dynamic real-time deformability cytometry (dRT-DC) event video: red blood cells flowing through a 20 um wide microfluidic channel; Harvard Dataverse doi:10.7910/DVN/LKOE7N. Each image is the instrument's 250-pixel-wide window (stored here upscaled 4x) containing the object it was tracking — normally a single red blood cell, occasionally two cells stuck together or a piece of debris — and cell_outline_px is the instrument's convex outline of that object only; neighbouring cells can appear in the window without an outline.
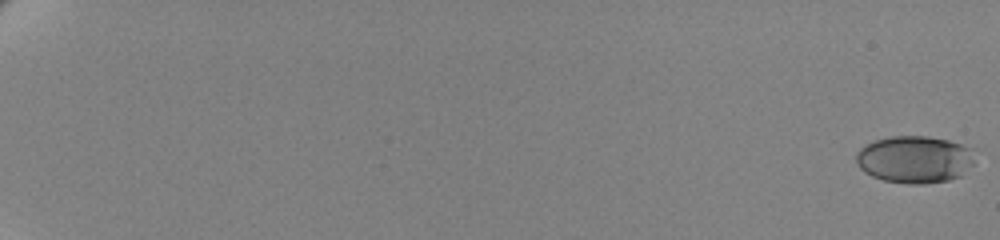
{"species": "human", "species_latin": "Homo sapiens", "temperature_condition": "cold", "stored_images_in_passage": 63, "camera_frame_rate_fps": 3000, "um_per_image_px": 0.085, "donor": {"sex": "female"}, "frame": {"image": 1, "passage_image": 1, "time_ms": 0.0, "image_size_px": [1000, 240], "cell_outline_px": [[972, 164], [960, 176], [948, 180], [924, 184], [908, 184], [884, 180], [872, 176], [864, 172], [860, 168], [856, 160], [856, 152], [860, 148], [876, 140], [892, 136], [928, 136], [948, 140], [972, 148]], "centroid_in_image_um": [77.72, 13.55], "position_along_channel_um": 7.3, "area_um2": 32.48}}
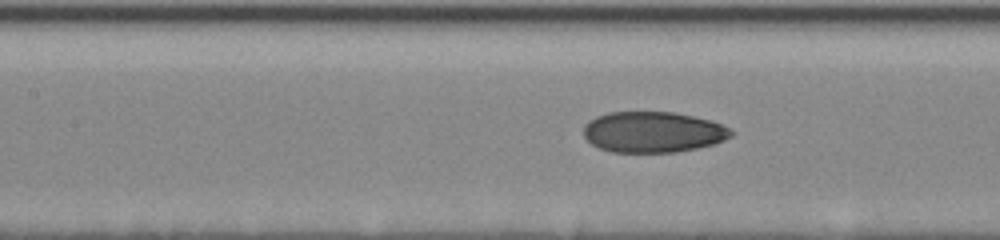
{"frame": {"image": 2, "passage_image": 34, "time_ms": 11.0, "image_size_px": [1000, 240], "cell_outline_px": [[736, 132], [732, 136], [716, 144], [676, 152], [612, 152], [600, 148], [592, 144], [584, 136], [584, 124], [588, 120], [596, 116], [608, 112], [676, 112], [712, 120]], "centroid_in_image_um": [55.52, 11.22], "position_along_channel_um": 151.9, "area_um2": 35.37}}
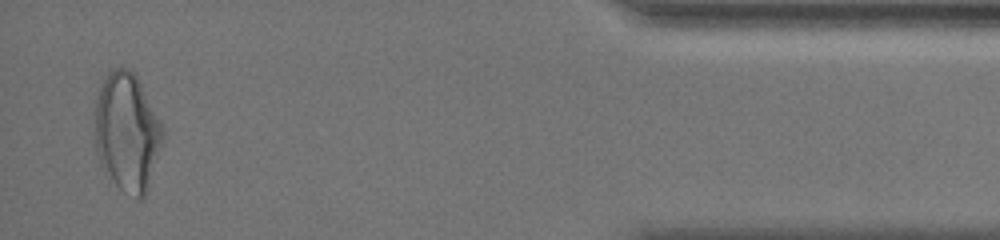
{"frame": {"image": 3, "passage_image": 62, "time_ms": 20.333, "image_size_px": [1000, 240], "cell_outline_px": [[164, 136], [148, 192], [140, 200], [136, 200], [120, 188], [104, 172], [100, 164], [96, 152], [96, 100], [100, 88], [108, 72], [112, 68], [128, 68], [136, 72], [164, 128]], "centroid_in_image_um": [10.83, 11.24], "position_along_channel_um": 424.4, "area_um2": 47.22}, "authors_computed_cell_mechanics": {"area_um2": 34.7956, "velocity_mm_per_s": 3.4563, "shape_relaxation_time_tau1_ms": 5.3456, "shape_relaxation_time_tau2_ms": 1.8886, "deformation_change_tau1": 0.1404, "deformation_change_tau2": 0.0678}}